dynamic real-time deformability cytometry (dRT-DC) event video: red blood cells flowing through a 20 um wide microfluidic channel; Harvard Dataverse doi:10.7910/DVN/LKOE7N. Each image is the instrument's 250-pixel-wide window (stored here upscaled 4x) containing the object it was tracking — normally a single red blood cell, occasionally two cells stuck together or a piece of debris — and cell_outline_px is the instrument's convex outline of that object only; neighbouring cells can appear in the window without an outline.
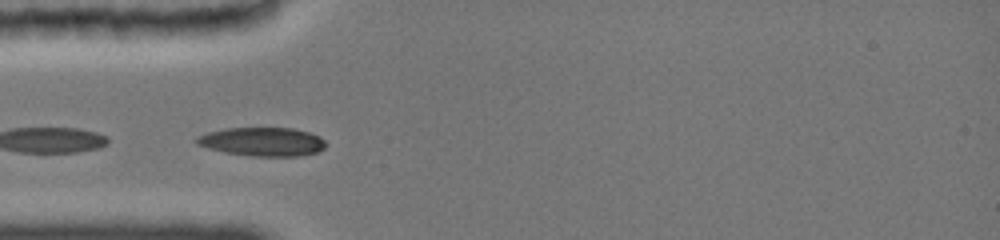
{"species": "common noctule bat (a hibernating species)", "species_latin": "Nyctalus noctula", "temperature_condition": "cold", "stored_images_in_passage": 15, "camera_frame_rate_fps": 3000, "um_per_image_px": 0.085, "animal": {"sex": "female", "body_mass_g": 19.0, "forearm_length_mm": 51.5}, "frame": {"image": 1, "passage_image": 11, "time_ms": 2.0, "image_size_px": [1000, 240], "cell_outline_px": [[324, 148], [316, 152], [300, 156], [248, 156], [224, 152], [208, 148], [196, 144], [196, 140], [200, 136], [208, 132], [228, 128], [292, 128], [308, 132], [324, 140]], "centroid_in_image_um": [22.29, 12.05], "position_along_channel_um": 62.7, "area_um2": 21.33}}